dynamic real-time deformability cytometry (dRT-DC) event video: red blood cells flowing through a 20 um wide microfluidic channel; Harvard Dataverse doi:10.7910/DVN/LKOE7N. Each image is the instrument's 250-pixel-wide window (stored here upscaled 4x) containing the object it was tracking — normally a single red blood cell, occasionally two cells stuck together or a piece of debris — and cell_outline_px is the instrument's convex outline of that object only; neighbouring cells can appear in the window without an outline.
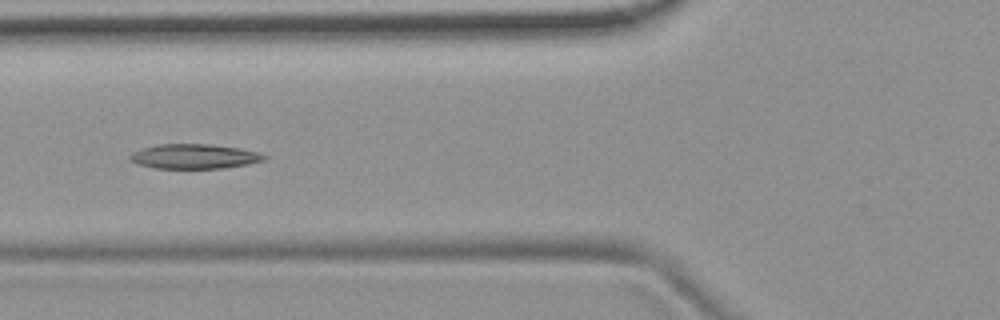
{"species": "common noctule bat (a hibernating species)", "species_latin": "Nyctalus noctula", "temperature_condition": "room temperature", "stored_images_in_passage": 8, "camera_frame_rate_fps": 3000, "um_per_image_px": 0.085, "animal": {"sex": "female", "body_mass_g": 19.9}, "frame": {"image": 1, "passage_image": 6, "time_ms": 6.0, "image_size_px": [1000, 320], "cell_outline_px": [[268, 156], [264, 160], [248, 164], [224, 168], [156, 168], [136, 164], [128, 160], [128, 156], [132, 152], [156, 144], [208, 144], [240, 148], [256, 152]], "centroid_in_image_um": [16.47, 13.29], "position_along_channel_um": 109.3, "area_um2": 19.31}}
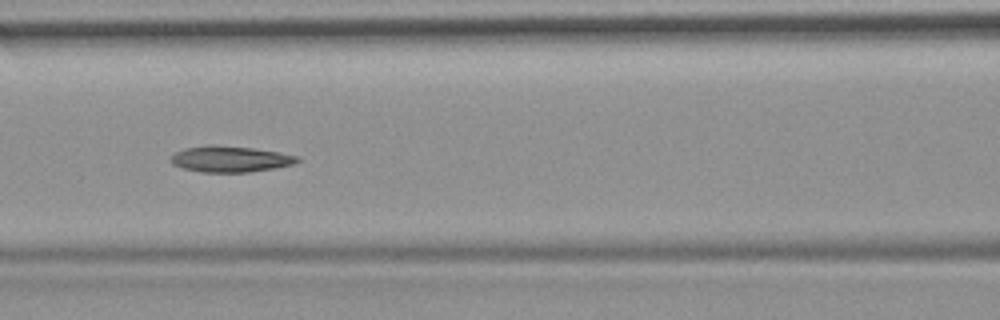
{"frame": {"image": 2, "passage_image": 7, "time_ms": 7.0, "image_size_px": [1000, 320], "cell_outline_px": [[300, 160], [296, 164], [248, 172], [200, 172], [184, 168], [172, 164], [168, 160], [176, 152], [184, 148], [208, 144], [212, 144], [252, 148], [280, 152], [300, 156]], "centroid_in_image_um": [19.57, 13.51], "position_along_channel_um": 147.0, "area_um2": 19.36}}